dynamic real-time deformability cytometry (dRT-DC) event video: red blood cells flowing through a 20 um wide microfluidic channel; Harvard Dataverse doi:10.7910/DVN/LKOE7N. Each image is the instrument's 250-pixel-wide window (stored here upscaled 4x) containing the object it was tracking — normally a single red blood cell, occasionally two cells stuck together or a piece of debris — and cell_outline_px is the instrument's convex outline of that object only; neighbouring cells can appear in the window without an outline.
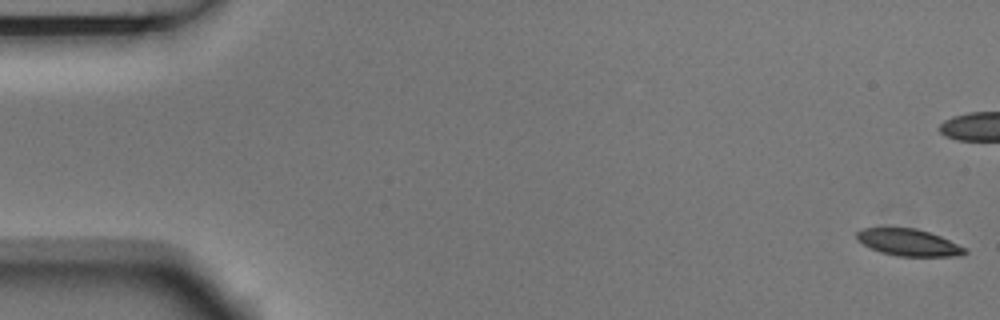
{"species": "Egyptian fruit bat (a non-hibernating species)", "species_latin": "Rousettus aegyptiacus", "temperature_condition": "room temperature", "stored_images_in_passage": 7, "camera_frame_rate_fps": 3000, "um_per_image_px": 0.085, "animal": {"sex": "male"}, "frame": {"image": 1, "passage_image": 1, "time_ms": 0.0, "image_size_px": [1000, 320], "cell_outline_px": [[968, 252], [960, 256], [896, 256], [880, 252], [856, 240], [856, 232], [860, 228], [916, 228], [940, 236], [964, 248]], "centroid_in_image_um": [77.19, 20.61], "position_along_channel_um": 7.8, "area_um2": 16.76}}